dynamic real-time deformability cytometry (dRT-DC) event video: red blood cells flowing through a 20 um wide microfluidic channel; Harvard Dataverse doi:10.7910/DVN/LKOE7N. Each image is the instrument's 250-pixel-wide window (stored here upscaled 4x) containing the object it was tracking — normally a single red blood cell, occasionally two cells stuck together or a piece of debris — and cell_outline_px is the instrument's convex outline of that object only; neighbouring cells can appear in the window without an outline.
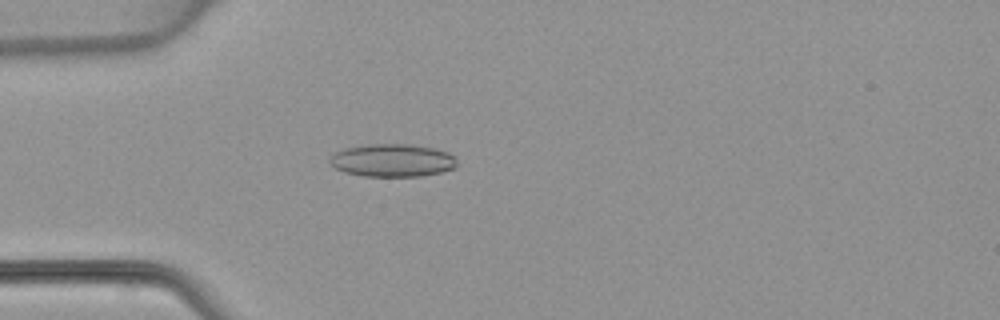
{"species": "common noctule bat (a hibernating species)", "species_latin": "Nyctalus noctula", "temperature_condition": "warm", "stored_images_in_passage": 3, "camera_frame_rate_fps": 3000, "um_per_image_px": 0.085, "animal": {"sex": "female", "body_mass_g": 22.7, "forearm_length_mm": 54.2}, "frame": {"image": 1, "passage_image": 3, "time_ms": 3.333, "image_size_px": [1000, 320], "cell_outline_px": [[456, 168], [440, 172], [420, 176], [364, 176], [344, 172], [336, 168], [328, 160], [336, 152], [344, 148], [368, 144], [412, 144], [436, 148], [448, 152], [456, 156]], "centroid_in_image_um": [33.39, 13.62], "position_along_channel_um": 51.6, "area_um2": 24.45}}